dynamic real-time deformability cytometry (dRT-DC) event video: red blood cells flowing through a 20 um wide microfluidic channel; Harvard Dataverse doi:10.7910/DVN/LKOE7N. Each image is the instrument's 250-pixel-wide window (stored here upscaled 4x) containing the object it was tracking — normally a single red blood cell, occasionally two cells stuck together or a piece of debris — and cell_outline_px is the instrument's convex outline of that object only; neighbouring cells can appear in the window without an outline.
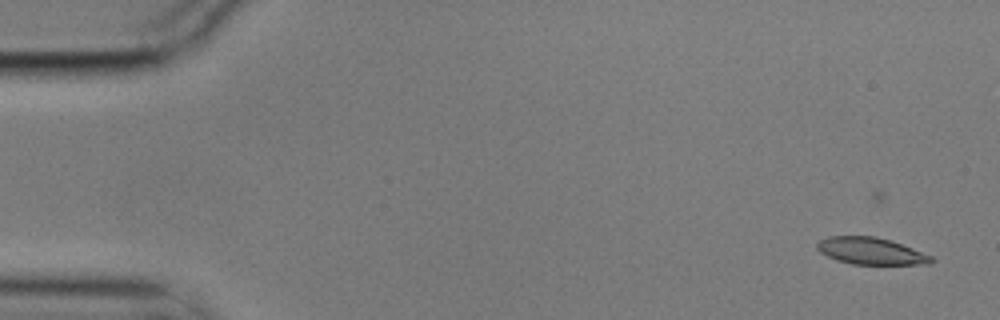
{"species": "common noctule bat (a hibernating species)", "species_latin": "Nyctalus noctula", "temperature_condition": "cold", "stored_images_in_passage": 5, "camera_frame_rate_fps": 3000, "um_per_image_px": 0.085, "animal": {"sex": "male", "body_mass_g": 17.9}, "frame": {"image": 1, "passage_image": 2, "time_ms": 0.333, "image_size_px": [1000, 320], "cell_outline_px": [[936, 260], [928, 264], [852, 264], [836, 260], [820, 252], [816, 248], [816, 244], [820, 240], [828, 236], [876, 236], [892, 240], [932, 256]], "centroid_in_image_um": [74.02, 21.33], "position_along_channel_um": 11.0, "area_um2": 17.98}}